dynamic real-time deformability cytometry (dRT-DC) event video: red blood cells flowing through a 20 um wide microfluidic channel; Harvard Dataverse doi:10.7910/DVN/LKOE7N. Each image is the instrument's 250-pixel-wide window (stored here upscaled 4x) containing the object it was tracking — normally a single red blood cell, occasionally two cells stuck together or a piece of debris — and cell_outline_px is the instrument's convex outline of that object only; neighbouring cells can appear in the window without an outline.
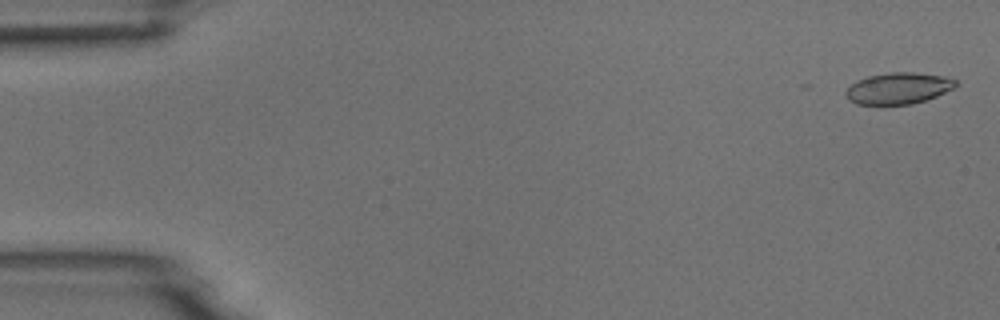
{"species": "common noctule bat (a hibernating species)", "species_latin": "Nyctalus noctula", "temperature_condition": "room temperature", "stored_images_in_passage": 4, "camera_frame_rate_fps": 3000, "um_per_image_px": 0.085, "animal": {"sex": "male", "body_mass_g": 18.8}, "frame": {"image": 1, "passage_image": 1, "time_ms": 0.0, "image_size_px": [1000, 320], "cell_outline_px": [[956, 88], [936, 96], [912, 104], [856, 104], [848, 100], [844, 92], [856, 80], [868, 76], [888, 72], [912, 72], [944, 76], [956, 80]], "centroid_in_image_um": [76.35, 7.5], "position_along_channel_um": 8.6, "area_um2": 20.11}}
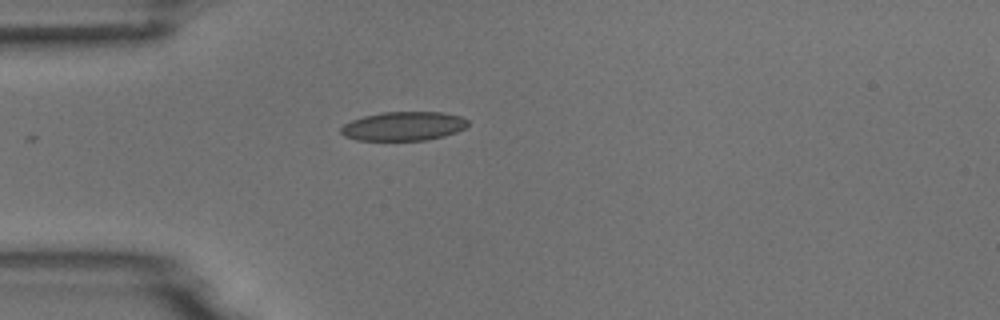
{"frame": {"image": 2, "passage_image": 4, "time_ms": 4.333, "image_size_px": [1000, 320], "cell_outline_px": [[468, 124], [464, 128], [456, 132], [444, 136], [428, 140], [356, 140], [344, 136], [340, 132], [340, 128], [344, 124], [352, 120], [364, 116], [384, 112], [444, 112], [460, 116], [468, 120]], "centroid_in_image_um": [34.3, 10.72], "position_along_channel_um": 50.7, "area_um2": 21.44}}